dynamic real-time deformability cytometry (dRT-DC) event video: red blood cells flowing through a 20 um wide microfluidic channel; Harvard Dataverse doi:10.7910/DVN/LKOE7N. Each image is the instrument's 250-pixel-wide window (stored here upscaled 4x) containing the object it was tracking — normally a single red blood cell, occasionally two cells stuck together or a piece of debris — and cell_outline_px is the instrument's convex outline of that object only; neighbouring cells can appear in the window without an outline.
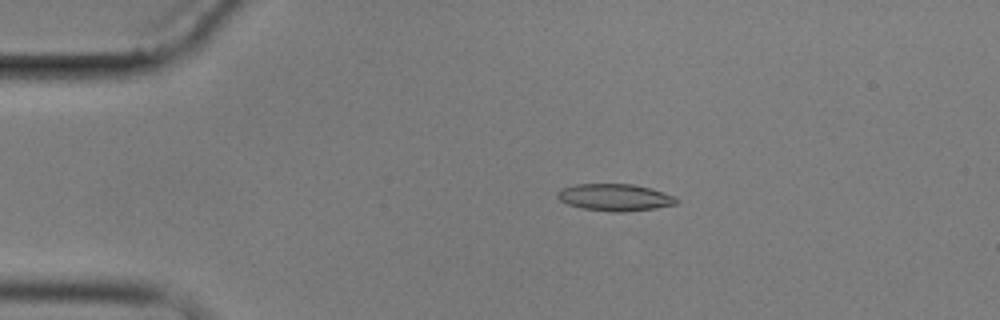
{"species": "common noctule bat (a hibernating species)", "species_latin": "Nyctalus noctula", "temperature_condition": "cold", "stored_images_in_passage": 6, "camera_frame_rate_fps": 3000, "um_per_image_px": 0.085, "animal": {"sex": "male", "body_mass_g": 17.9}, "frame": {"image": 1, "passage_image": 4, "time_ms": 3.667, "image_size_px": [1000, 320], "cell_outline_px": [[680, 200], [676, 204], [656, 208], [624, 212], [612, 212], [580, 208], [568, 204], [560, 200], [556, 196], [556, 192], [564, 188], [576, 184], [632, 184], [652, 188], [676, 196]], "centroid_in_image_um": [52.3, 16.78], "position_along_channel_um": 32.7, "area_um2": 18.9}}